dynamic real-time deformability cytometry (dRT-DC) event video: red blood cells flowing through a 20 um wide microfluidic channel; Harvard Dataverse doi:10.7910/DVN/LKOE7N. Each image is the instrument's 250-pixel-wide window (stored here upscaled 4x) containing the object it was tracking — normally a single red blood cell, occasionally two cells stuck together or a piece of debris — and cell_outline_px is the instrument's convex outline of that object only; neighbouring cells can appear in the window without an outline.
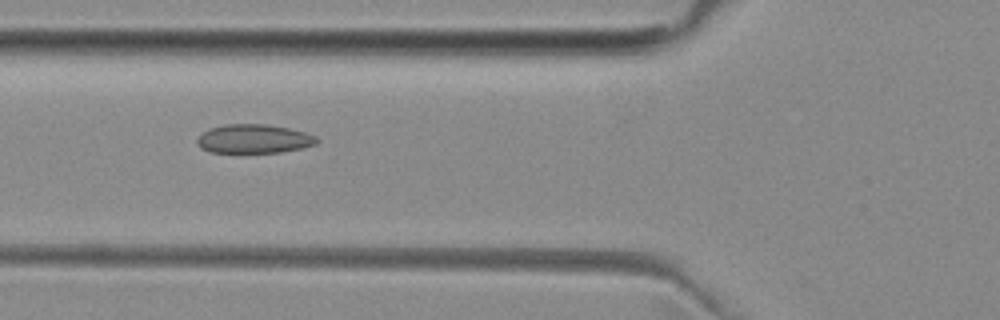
{"species": "common noctule bat (a hibernating species)", "species_latin": "Nyctalus noctula", "temperature_condition": "room temperature", "stored_images_in_passage": 14, "camera_frame_rate_fps": 3000, "um_per_image_px": 0.085, "animal": {"sex": "female", "body_mass_g": 29.2, "forearm_length_mm": 56.3}, "frame": {"image": 1, "passage_image": 9, "time_ms": 2.667, "image_size_px": [1000, 320], "cell_outline_px": [[320, 140], [316, 144], [300, 148], [280, 152], [208, 152], [200, 148], [196, 140], [208, 128], [224, 124], [264, 124], [288, 128], [304, 132], [316, 136]], "centroid_in_image_um": [21.56, 11.79], "position_along_channel_um": 104.2, "area_um2": 20.06}}
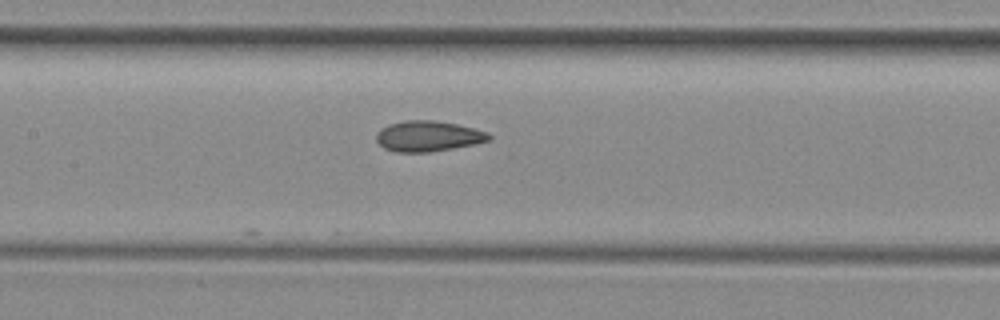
{"frame": {"image": 2, "passage_image": 14, "time_ms": 4.333, "image_size_px": [1000, 320], "cell_outline_px": [[492, 136], [488, 140], [472, 144], [452, 148], [428, 152], [396, 152], [384, 148], [376, 140], [376, 136], [380, 128], [388, 124], [408, 120], [436, 120], [456, 124], [488, 132]], "centroid_in_image_um": [36.35, 11.56], "position_along_channel_um": 171.0, "area_um2": 19.88}}